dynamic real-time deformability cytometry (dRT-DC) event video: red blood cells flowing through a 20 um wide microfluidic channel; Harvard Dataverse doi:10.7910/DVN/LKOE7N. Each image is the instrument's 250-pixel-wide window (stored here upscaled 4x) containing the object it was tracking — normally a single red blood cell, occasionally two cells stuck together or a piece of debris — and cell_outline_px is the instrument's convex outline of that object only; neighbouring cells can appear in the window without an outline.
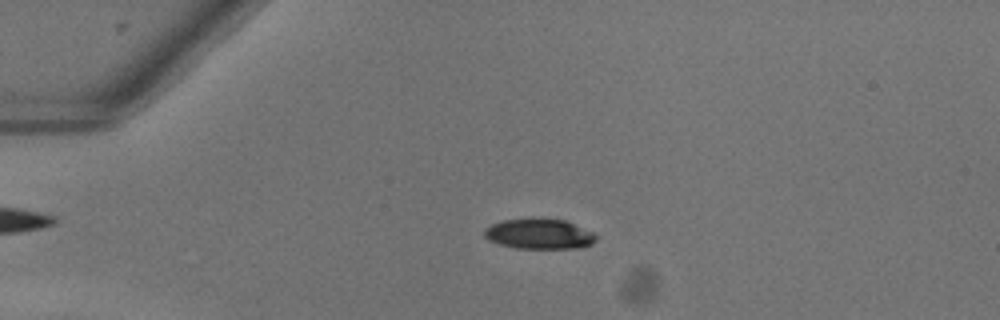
{"species": "common noctule bat (a hibernating species)", "species_latin": "Nyctalus noctula", "temperature_condition": "warm", "stored_images_in_passage": 52, "segment_of_instrument_passage": [1, 2], "camera_frame_rate_fps": 3000, "um_per_image_px": 0.085, "animal": {"sex": "female"}, "frame": {"image": 1, "passage_image": 12, "time_ms": 3.667, "image_size_px": [1000, 320], "cell_outline_px": [[596, 240], [592, 244], [580, 248], [516, 248], [500, 244], [488, 240], [484, 236], [484, 228], [500, 220], [532, 216], [540, 216], [564, 220], [592, 232], [596, 236]], "centroid_in_image_um": [45.79, 19.84], "position_along_channel_um": 39.2, "area_um2": 20.23}}
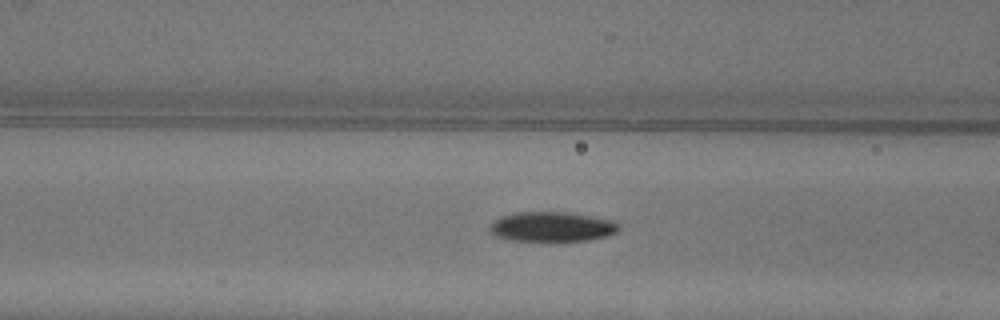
{"frame": {"image": 2, "passage_image": 21, "time_ms": 6.667, "image_size_px": [1000, 320], "cell_outline_px": [[620, 228], [616, 232], [604, 236], [588, 240], [540, 244], [512, 240], [496, 236], [488, 228], [500, 216], [516, 212], [568, 212], [612, 220], [620, 224]], "centroid_in_image_um": [46.9, 19.31], "position_along_channel_um": 119.7, "area_um2": 23.12}}
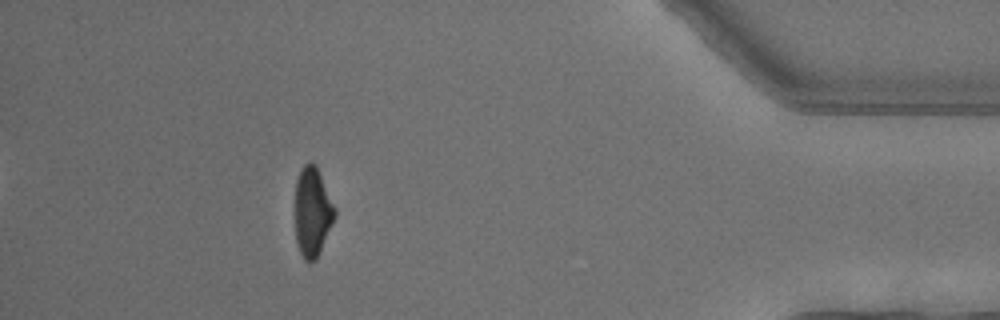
{"frame": {"image": 3, "passage_image": 46, "time_ms": 15.0, "image_size_px": [1000, 320], "cell_outline_px": [[336, 216], [316, 260], [304, 260], [300, 252], [296, 240], [296, 180], [304, 164], [312, 160], [316, 164], [336, 208]], "centroid_in_image_um": [26.58, 17.98], "position_along_channel_um": 408.6, "area_um2": 20.58}}